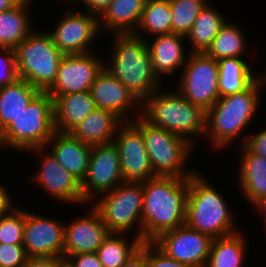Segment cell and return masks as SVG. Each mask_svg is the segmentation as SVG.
Listing matches in <instances>:
<instances>
[{"instance_id":"35","label":"cell","mask_w":266,"mask_h":267,"mask_svg":"<svg viewBox=\"0 0 266 267\" xmlns=\"http://www.w3.org/2000/svg\"><path fill=\"white\" fill-rule=\"evenodd\" d=\"M25 209L17 206L0 216V244L23 245Z\"/></svg>"},{"instance_id":"42","label":"cell","mask_w":266,"mask_h":267,"mask_svg":"<svg viewBox=\"0 0 266 267\" xmlns=\"http://www.w3.org/2000/svg\"><path fill=\"white\" fill-rule=\"evenodd\" d=\"M69 2V0H67ZM113 0H75V4L82 2L86 11L97 16L101 15Z\"/></svg>"},{"instance_id":"3","label":"cell","mask_w":266,"mask_h":267,"mask_svg":"<svg viewBox=\"0 0 266 267\" xmlns=\"http://www.w3.org/2000/svg\"><path fill=\"white\" fill-rule=\"evenodd\" d=\"M264 85L266 88L261 75L244 91L220 97L207 111L205 136L212 146L219 149L226 147L251 124L259 107L260 89Z\"/></svg>"},{"instance_id":"15","label":"cell","mask_w":266,"mask_h":267,"mask_svg":"<svg viewBox=\"0 0 266 267\" xmlns=\"http://www.w3.org/2000/svg\"><path fill=\"white\" fill-rule=\"evenodd\" d=\"M104 63L93 52L64 55L59 63L56 80L46 92L54 100L59 95L90 91Z\"/></svg>"},{"instance_id":"28","label":"cell","mask_w":266,"mask_h":267,"mask_svg":"<svg viewBox=\"0 0 266 267\" xmlns=\"http://www.w3.org/2000/svg\"><path fill=\"white\" fill-rule=\"evenodd\" d=\"M30 1L26 0L23 4L0 13V48L14 49L34 31L28 12Z\"/></svg>"},{"instance_id":"11","label":"cell","mask_w":266,"mask_h":267,"mask_svg":"<svg viewBox=\"0 0 266 267\" xmlns=\"http://www.w3.org/2000/svg\"><path fill=\"white\" fill-rule=\"evenodd\" d=\"M212 240L184 224L160 234L152 243L169 258L192 267H206Z\"/></svg>"},{"instance_id":"13","label":"cell","mask_w":266,"mask_h":267,"mask_svg":"<svg viewBox=\"0 0 266 267\" xmlns=\"http://www.w3.org/2000/svg\"><path fill=\"white\" fill-rule=\"evenodd\" d=\"M57 23L55 29L48 33L54 45L64 54H86L93 39L101 31L99 16L89 12H76L68 9ZM89 50V51H88Z\"/></svg>"},{"instance_id":"37","label":"cell","mask_w":266,"mask_h":267,"mask_svg":"<svg viewBox=\"0 0 266 267\" xmlns=\"http://www.w3.org/2000/svg\"><path fill=\"white\" fill-rule=\"evenodd\" d=\"M27 257L23 245L0 244V267H23Z\"/></svg>"},{"instance_id":"25","label":"cell","mask_w":266,"mask_h":267,"mask_svg":"<svg viewBox=\"0 0 266 267\" xmlns=\"http://www.w3.org/2000/svg\"><path fill=\"white\" fill-rule=\"evenodd\" d=\"M243 156L239 184L244 196L253 206L266 196V158L251 153L242 145Z\"/></svg>"},{"instance_id":"21","label":"cell","mask_w":266,"mask_h":267,"mask_svg":"<svg viewBox=\"0 0 266 267\" xmlns=\"http://www.w3.org/2000/svg\"><path fill=\"white\" fill-rule=\"evenodd\" d=\"M96 108L90 91L57 96L53 100L55 131L69 133Z\"/></svg>"},{"instance_id":"26","label":"cell","mask_w":266,"mask_h":267,"mask_svg":"<svg viewBox=\"0 0 266 267\" xmlns=\"http://www.w3.org/2000/svg\"><path fill=\"white\" fill-rule=\"evenodd\" d=\"M41 91L28 81L17 79L0 88V129L3 131Z\"/></svg>"},{"instance_id":"27","label":"cell","mask_w":266,"mask_h":267,"mask_svg":"<svg viewBox=\"0 0 266 267\" xmlns=\"http://www.w3.org/2000/svg\"><path fill=\"white\" fill-rule=\"evenodd\" d=\"M218 67L220 97L244 91L259 77L242 57L219 59Z\"/></svg>"},{"instance_id":"5","label":"cell","mask_w":266,"mask_h":267,"mask_svg":"<svg viewBox=\"0 0 266 267\" xmlns=\"http://www.w3.org/2000/svg\"><path fill=\"white\" fill-rule=\"evenodd\" d=\"M233 220L232 212L216 188L201 173L190 176L185 224L215 239L239 231Z\"/></svg>"},{"instance_id":"14","label":"cell","mask_w":266,"mask_h":267,"mask_svg":"<svg viewBox=\"0 0 266 267\" xmlns=\"http://www.w3.org/2000/svg\"><path fill=\"white\" fill-rule=\"evenodd\" d=\"M116 134L113 142L118 149L123 180L143 182L155 178L141 131L126 121Z\"/></svg>"},{"instance_id":"16","label":"cell","mask_w":266,"mask_h":267,"mask_svg":"<svg viewBox=\"0 0 266 267\" xmlns=\"http://www.w3.org/2000/svg\"><path fill=\"white\" fill-rule=\"evenodd\" d=\"M65 222L25 211L23 246L28 257L64 259Z\"/></svg>"},{"instance_id":"48","label":"cell","mask_w":266,"mask_h":267,"mask_svg":"<svg viewBox=\"0 0 266 267\" xmlns=\"http://www.w3.org/2000/svg\"><path fill=\"white\" fill-rule=\"evenodd\" d=\"M263 77H264L265 82H266V70H265V73H263Z\"/></svg>"},{"instance_id":"47","label":"cell","mask_w":266,"mask_h":267,"mask_svg":"<svg viewBox=\"0 0 266 267\" xmlns=\"http://www.w3.org/2000/svg\"><path fill=\"white\" fill-rule=\"evenodd\" d=\"M3 147H6V146H5L2 130L0 129V149Z\"/></svg>"},{"instance_id":"33","label":"cell","mask_w":266,"mask_h":267,"mask_svg":"<svg viewBox=\"0 0 266 267\" xmlns=\"http://www.w3.org/2000/svg\"><path fill=\"white\" fill-rule=\"evenodd\" d=\"M123 235L127 234L110 233L98 248L96 254L103 267H122L140 249L141 239L134 236L129 243Z\"/></svg>"},{"instance_id":"39","label":"cell","mask_w":266,"mask_h":267,"mask_svg":"<svg viewBox=\"0 0 266 267\" xmlns=\"http://www.w3.org/2000/svg\"><path fill=\"white\" fill-rule=\"evenodd\" d=\"M68 267H103L96 253H80L69 255L65 259Z\"/></svg>"},{"instance_id":"30","label":"cell","mask_w":266,"mask_h":267,"mask_svg":"<svg viewBox=\"0 0 266 267\" xmlns=\"http://www.w3.org/2000/svg\"><path fill=\"white\" fill-rule=\"evenodd\" d=\"M212 7L208 3L200 11L190 33L186 36L187 41L191 43V52L204 53L227 22L223 14Z\"/></svg>"},{"instance_id":"44","label":"cell","mask_w":266,"mask_h":267,"mask_svg":"<svg viewBox=\"0 0 266 267\" xmlns=\"http://www.w3.org/2000/svg\"><path fill=\"white\" fill-rule=\"evenodd\" d=\"M9 193L3 185H0V216L9 213L16 206H13Z\"/></svg>"},{"instance_id":"31","label":"cell","mask_w":266,"mask_h":267,"mask_svg":"<svg viewBox=\"0 0 266 267\" xmlns=\"http://www.w3.org/2000/svg\"><path fill=\"white\" fill-rule=\"evenodd\" d=\"M138 29L151 36L172 33V12L169 0H146L138 27L133 33L135 36L143 37Z\"/></svg>"},{"instance_id":"38","label":"cell","mask_w":266,"mask_h":267,"mask_svg":"<svg viewBox=\"0 0 266 267\" xmlns=\"http://www.w3.org/2000/svg\"><path fill=\"white\" fill-rule=\"evenodd\" d=\"M146 264L147 267H192L167 257L152 242H146Z\"/></svg>"},{"instance_id":"41","label":"cell","mask_w":266,"mask_h":267,"mask_svg":"<svg viewBox=\"0 0 266 267\" xmlns=\"http://www.w3.org/2000/svg\"><path fill=\"white\" fill-rule=\"evenodd\" d=\"M65 260L60 257H27L23 267H62Z\"/></svg>"},{"instance_id":"40","label":"cell","mask_w":266,"mask_h":267,"mask_svg":"<svg viewBox=\"0 0 266 267\" xmlns=\"http://www.w3.org/2000/svg\"><path fill=\"white\" fill-rule=\"evenodd\" d=\"M242 144L251 153L266 158V128L255 135L246 136Z\"/></svg>"},{"instance_id":"8","label":"cell","mask_w":266,"mask_h":267,"mask_svg":"<svg viewBox=\"0 0 266 267\" xmlns=\"http://www.w3.org/2000/svg\"><path fill=\"white\" fill-rule=\"evenodd\" d=\"M55 132L53 98L40 92L2 131L5 146L27 151L46 147Z\"/></svg>"},{"instance_id":"22","label":"cell","mask_w":266,"mask_h":267,"mask_svg":"<svg viewBox=\"0 0 266 267\" xmlns=\"http://www.w3.org/2000/svg\"><path fill=\"white\" fill-rule=\"evenodd\" d=\"M124 121L115 113L96 108L69 133L85 144L94 146L113 142Z\"/></svg>"},{"instance_id":"43","label":"cell","mask_w":266,"mask_h":267,"mask_svg":"<svg viewBox=\"0 0 266 267\" xmlns=\"http://www.w3.org/2000/svg\"><path fill=\"white\" fill-rule=\"evenodd\" d=\"M122 267H147L146 264V242Z\"/></svg>"},{"instance_id":"45","label":"cell","mask_w":266,"mask_h":267,"mask_svg":"<svg viewBox=\"0 0 266 267\" xmlns=\"http://www.w3.org/2000/svg\"><path fill=\"white\" fill-rule=\"evenodd\" d=\"M26 0H0V13L23 4Z\"/></svg>"},{"instance_id":"4","label":"cell","mask_w":266,"mask_h":267,"mask_svg":"<svg viewBox=\"0 0 266 267\" xmlns=\"http://www.w3.org/2000/svg\"><path fill=\"white\" fill-rule=\"evenodd\" d=\"M161 92L152 93L142 102L141 116L151 125L164 128L194 145L191 137L206 134L207 112L177 90Z\"/></svg>"},{"instance_id":"12","label":"cell","mask_w":266,"mask_h":267,"mask_svg":"<svg viewBox=\"0 0 266 267\" xmlns=\"http://www.w3.org/2000/svg\"><path fill=\"white\" fill-rule=\"evenodd\" d=\"M124 182L120 171V157L114 142L92 146L88 170L81 182L83 200L113 190Z\"/></svg>"},{"instance_id":"6","label":"cell","mask_w":266,"mask_h":267,"mask_svg":"<svg viewBox=\"0 0 266 267\" xmlns=\"http://www.w3.org/2000/svg\"><path fill=\"white\" fill-rule=\"evenodd\" d=\"M14 51L18 78L46 92L54 84L64 56L54 45L48 31H32Z\"/></svg>"},{"instance_id":"36","label":"cell","mask_w":266,"mask_h":267,"mask_svg":"<svg viewBox=\"0 0 266 267\" xmlns=\"http://www.w3.org/2000/svg\"><path fill=\"white\" fill-rule=\"evenodd\" d=\"M17 79L18 75L14 49L0 48V88L13 84Z\"/></svg>"},{"instance_id":"24","label":"cell","mask_w":266,"mask_h":267,"mask_svg":"<svg viewBox=\"0 0 266 267\" xmlns=\"http://www.w3.org/2000/svg\"><path fill=\"white\" fill-rule=\"evenodd\" d=\"M145 2L146 0H113L99 16L100 30L105 27L103 30H110L114 34H133L138 27Z\"/></svg>"},{"instance_id":"10","label":"cell","mask_w":266,"mask_h":267,"mask_svg":"<svg viewBox=\"0 0 266 267\" xmlns=\"http://www.w3.org/2000/svg\"><path fill=\"white\" fill-rule=\"evenodd\" d=\"M182 71L176 90L207 112L220 98L218 61L205 53L190 52Z\"/></svg>"},{"instance_id":"20","label":"cell","mask_w":266,"mask_h":267,"mask_svg":"<svg viewBox=\"0 0 266 267\" xmlns=\"http://www.w3.org/2000/svg\"><path fill=\"white\" fill-rule=\"evenodd\" d=\"M51 152L78 181L82 182L86 176L92 146L85 144L70 133L55 131L49 139L47 146Z\"/></svg>"},{"instance_id":"32","label":"cell","mask_w":266,"mask_h":267,"mask_svg":"<svg viewBox=\"0 0 266 267\" xmlns=\"http://www.w3.org/2000/svg\"><path fill=\"white\" fill-rule=\"evenodd\" d=\"M244 36L239 26L227 21L204 53L217 61L222 58L241 57L247 50Z\"/></svg>"},{"instance_id":"1","label":"cell","mask_w":266,"mask_h":267,"mask_svg":"<svg viewBox=\"0 0 266 267\" xmlns=\"http://www.w3.org/2000/svg\"><path fill=\"white\" fill-rule=\"evenodd\" d=\"M142 186L143 242L185 224L189 177L156 176Z\"/></svg>"},{"instance_id":"34","label":"cell","mask_w":266,"mask_h":267,"mask_svg":"<svg viewBox=\"0 0 266 267\" xmlns=\"http://www.w3.org/2000/svg\"><path fill=\"white\" fill-rule=\"evenodd\" d=\"M172 12V33L187 36L207 0H169Z\"/></svg>"},{"instance_id":"17","label":"cell","mask_w":266,"mask_h":267,"mask_svg":"<svg viewBox=\"0 0 266 267\" xmlns=\"http://www.w3.org/2000/svg\"><path fill=\"white\" fill-rule=\"evenodd\" d=\"M46 148L35 147L27 150L29 153L35 152L37 155L39 153L42 157V161H40L42 163H40L41 165L33 177L34 181H37L43 187V191L45 190L57 201L70 204H82L85 202L82 196L81 182L59 163L51 151H49L50 153L47 152V154L45 152Z\"/></svg>"},{"instance_id":"19","label":"cell","mask_w":266,"mask_h":267,"mask_svg":"<svg viewBox=\"0 0 266 267\" xmlns=\"http://www.w3.org/2000/svg\"><path fill=\"white\" fill-rule=\"evenodd\" d=\"M89 212L68 225L65 222L64 260L69 255L96 253L110 235L100 213L93 206Z\"/></svg>"},{"instance_id":"2","label":"cell","mask_w":266,"mask_h":267,"mask_svg":"<svg viewBox=\"0 0 266 267\" xmlns=\"http://www.w3.org/2000/svg\"><path fill=\"white\" fill-rule=\"evenodd\" d=\"M113 35L112 62L110 65L104 63V69L142 103L160 90L162 84V79L154 72L147 41L133 34Z\"/></svg>"},{"instance_id":"7","label":"cell","mask_w":266,"mask_h":267,"mask_svg":"<svg viewBox=\"0 0 266 267\" xmlns=\"http://www.w3.org/2000/svg\"><path fill=\"white\" fill-rule=\"evenodd\" d=\"M135 118V119H134ZM142 133L145 147L156 176L190 177L195 171L184 170L193 149L185 138L164 128L151 125L141 115L131 121Z\"/></svg>"},{"instance_id":"46","label":"cell","mask_w":266,"mask_h":267,"mask_svg":"<svg viewBox=\"0 0 266 267\" xmlns=\"http://www.w3.org/2000/svg\"><path fill=\"white\" fill-rule=\"evenodd\" d=\"M257 208V210H259V213L262 212V214H264V220L265 223L264 225H266V196L264 198H262L260 201H258L255 206Z\"/></svg>"},{"instance_id":"18","label":"cell","mask_w":266,"mask_h":267,"mask_svg":"<svg viewBox=\"0 0 266 267\" xmlns=\"http://www.w3.org/2000/svg\"><path fill=\"white\" fill-rule=\"evenodd\" d=\"M90 93L95 100L97 108L117 114L124 122L132 121V114L141 115L142 103L125 85L104 68L93 82ZM132 110L133 113H130ZM135 110H138V113ZM130 114L131 116H129Z\"/></svg>"},{"instance_id":"9","label":"cell","mask_w":266,"mask_h":267,"mask_svg":"<svg viewBox=\"0 0 266 267\" xmlns=\"http://www.w3.org/2000/svg\"><path fill=\"white\" fill-rule=\"evenodd\" d=\"M103 195L93 207L100 213L110 233L125 234L138 223L135 237L143 241L142 182L124 181Z\"/></svg>"},{"instance_id":"23","label":"cell","mask_w":266,"mask_h":267,"mask_svg":"<svg viewBox=\"0 0 266 267\" xmlns=\"http://www.w3.org/2000/svg\"><path fill=\"white\" fill-rule=\"evenodd\" d=\"M155 37L151 45L147 42V46L152 58L154 72L162 79L165 75L173 74L176 69H180L186 64L188 58L185 56V46H183V40L186 37L176 33Z\"/></svg>"},{"instance_id":"29","label":"cell","mask_w":266,"mask_h":267,"mask_svg":"<svg viewBox=\"0 0 266 267\" xmlns=\"http://www.w3.org/2000/svg\"><path fill=\"white\" fill-rule=\"evenodd\" d=\"M247 239L239 231L212 240L206 267H242Z\"/></svg>"}]
</instances>
